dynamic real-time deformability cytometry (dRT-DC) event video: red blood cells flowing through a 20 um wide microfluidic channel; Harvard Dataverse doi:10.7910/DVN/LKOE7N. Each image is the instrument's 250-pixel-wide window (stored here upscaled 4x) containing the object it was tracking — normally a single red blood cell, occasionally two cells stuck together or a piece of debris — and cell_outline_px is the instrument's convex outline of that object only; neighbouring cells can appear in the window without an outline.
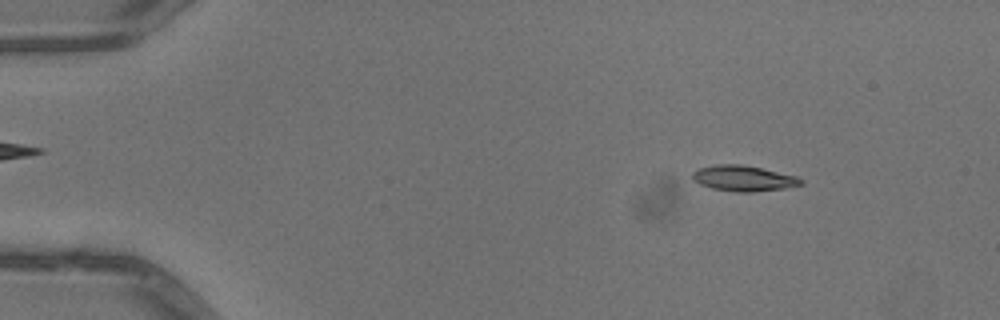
{"species": "common noctule bat (a hibernating species)", "species_latin": "Nyctalus noctula", "temperature_condition": "warm", "stored_images_in_passage": 16, "camera_frame_rate_fps": 3000, "um_per_image_px": 0.085, "animal": {"sex": "male", "body_mass_g": 13.3}, "frame": {"image": 1, "passage_image": 7, "time_ms": 2.0, "image_size_px": [1000, 320], "cell_outline_px": [[804, 184], [784, 188], [752, 192], [736, 192], [712, 188], [700, 184], [692, 180], [692, 172], [696, 168], [720, 164], [740, 164], [760, 168], [796, 176], [804, 180]], "centroid_in_image_um": [63.17, 15.16], "position_along_channel_um": 21.8, "area_um2": 16.18}}